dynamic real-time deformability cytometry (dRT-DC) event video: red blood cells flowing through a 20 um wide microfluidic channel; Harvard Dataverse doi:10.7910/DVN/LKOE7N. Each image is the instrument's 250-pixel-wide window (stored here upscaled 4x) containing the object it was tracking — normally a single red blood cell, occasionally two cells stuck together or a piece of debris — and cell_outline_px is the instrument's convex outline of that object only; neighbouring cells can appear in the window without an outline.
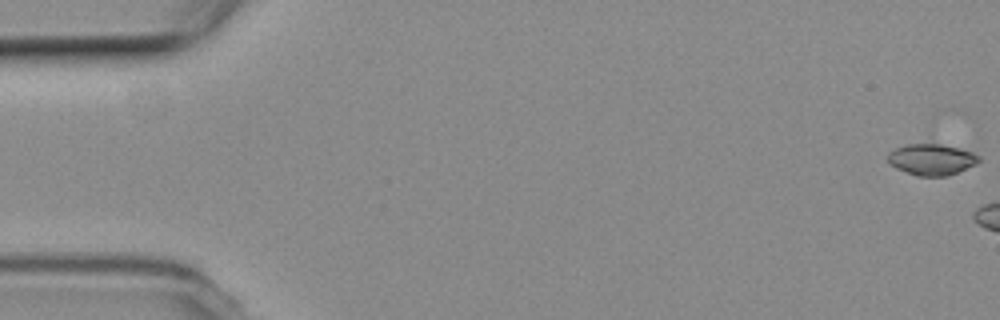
{"species": "common noctule bat (a hibernating species)", "species_latin": "Nyctalus noctula", "temperature_condition": "room temperature", "stored_images_in_passage": 6, "camera_frame_rate_fps": 3000, "um_per_image_px": 0.085, "animal": {"sex": "female", "body_mass_g": 19.3, "forearm_length_mm": 54.1}, "frame": {"image": 1, "passage_image": 1, "time_ms": 0.0, "image_size_px": [1000, 320], "cell_outline_px": [[980, 160], [976, 164], [948, 176], [916, 176], [896, 168], [888, 160], [888, 152], [904, 144], [940, 144], [960, 148], [972, 152], [980, 156]], "centroid_in_image_um": [79.19, 13.55], "position_along_channel_um": 5.8, "area_um2": 16.53}}